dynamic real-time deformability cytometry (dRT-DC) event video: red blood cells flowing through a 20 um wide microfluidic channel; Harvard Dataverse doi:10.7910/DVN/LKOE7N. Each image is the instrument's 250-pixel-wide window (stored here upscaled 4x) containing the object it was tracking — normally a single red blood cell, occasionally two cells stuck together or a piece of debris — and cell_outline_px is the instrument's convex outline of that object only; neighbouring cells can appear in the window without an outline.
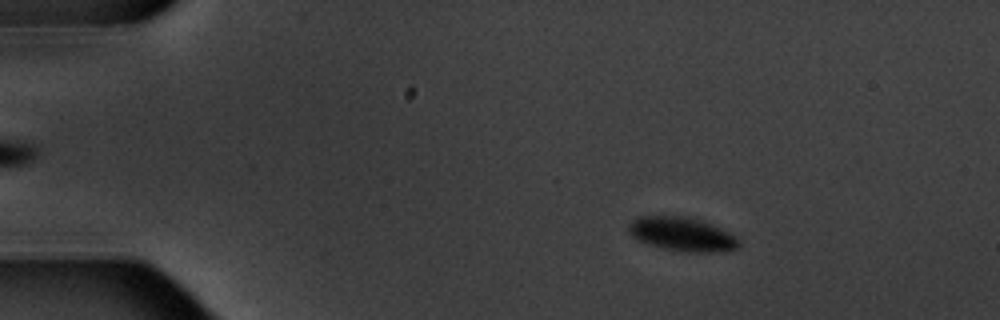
{"species": "common noctule bat (a hibernating species)", "species_latin": "Nyctalus noctula", "temperature_condition": "warm", "stored_images_in_passage": 14, "camera_frame_rate_fps": 3000, "um_per_image_px": 0.085, "animal": {"sex": "male", "body_mass_g": 20.1, "forearm_length_mm": 53.5}, "frame": {"image": 1, "passage_image": 2, "time_ms": 1.333, "image_size_px": [1000, 320], "cell_outline_px": [[740, 248], [728, 252], [684, 252], [664, 248], [648, 244], [636, 240], [628, 232], [628, 224], [632, 220], [640, 216], [688, 216], [720, 228], [736, 236], [740, 240]], "centroid_in_image_um": [58.0, 19.92], "position_along_channel_um": 27.0, "area_um2": 22.02}}
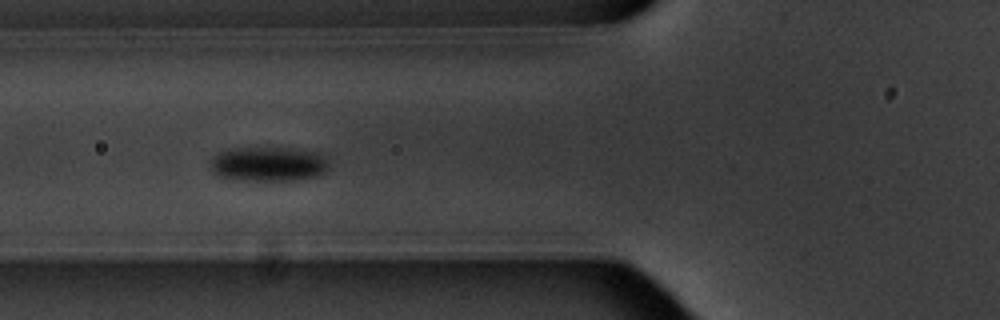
{"frame": {"image": 2, "passage_image": 5, "time_ms": 5.667, "image_size_px": [1000, 320], "cell_outline_px": [[328, 172], [320, 176], [300, 180], [240, 180], [220, 176], [212, 172], [208, 168], [212, 156], [228, 148], [288, 148], [316, 152], [324, 156], [328, 164]], "centroid_in_image_um": [22.81, 13.95], "position_along_channel_um": 103.0, "area_um2": 24.22}}
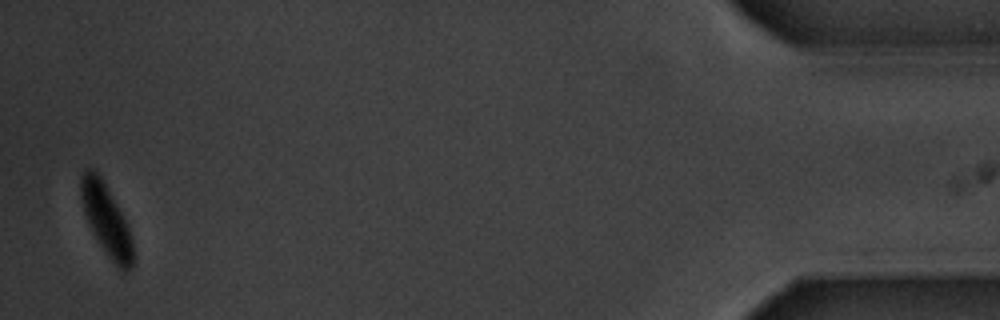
{"frame": {"image": 3, "passage_image": 14, "time_ms": 17.333, "image_size_px": [1000, 320], "cell_outline_px": [[132, 268], [128, 272], [120, 272], [92, 232], [84, 212], [80, 196], [80, 176], [84, 168], [92, 168], [100, 176], [128, 224], [132, 240]], "centroid_in_image_um": [9.02, 18.68], "position_along_channel_um": 426.2, "area_um2": 21.44}, "authors_computed_cell_mechanics": {"area_um2": 22.9755, "velocity_mm_per_s": 3.4627, "shape_relaxation_time_tau1_ms": 1.1014, "shape_relaxation_time_tau2_ms": 0.7086, "deformation_change_tau1": 0.0865, "deformation_change_tau2": 0.0104}}